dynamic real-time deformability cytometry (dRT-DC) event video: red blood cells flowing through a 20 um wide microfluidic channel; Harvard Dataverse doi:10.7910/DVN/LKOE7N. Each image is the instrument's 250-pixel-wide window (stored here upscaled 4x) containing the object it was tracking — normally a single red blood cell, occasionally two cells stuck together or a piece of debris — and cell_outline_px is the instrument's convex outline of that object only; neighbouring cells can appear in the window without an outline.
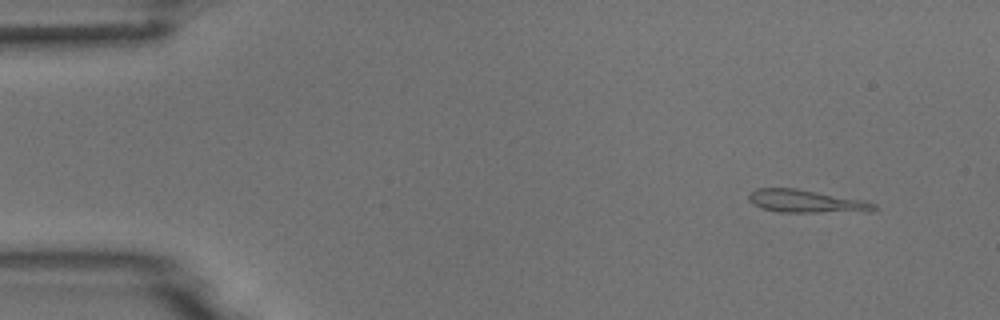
{"species": "common noctule bat (a hibernating species)", "species_latin": "Nyctalus noctula", "temperature_condition": "room temperature", "stored_images_in_passage": 4, "camera_frame_rate_fps": 3000, "um_per_image_px": 0.085, "animal": {"sex": "male", "body_mass_g": 18.8}, "frame": {"image": 1, "passage_image": 2, "time_ms": 0.667, "image_size_px": [1000, 320], "cell_outline_px": [[876, 208], [872, 212], [780, 212], [760, 208], [752, 204], [748, 200], [748, 196], [756, 188], [796, 188], [860, 200], [876, 204]], "centroid_in_image_um": [68.49, 17.12], "position_along_channel_um": 16.5, "area_um2": 16.59}}
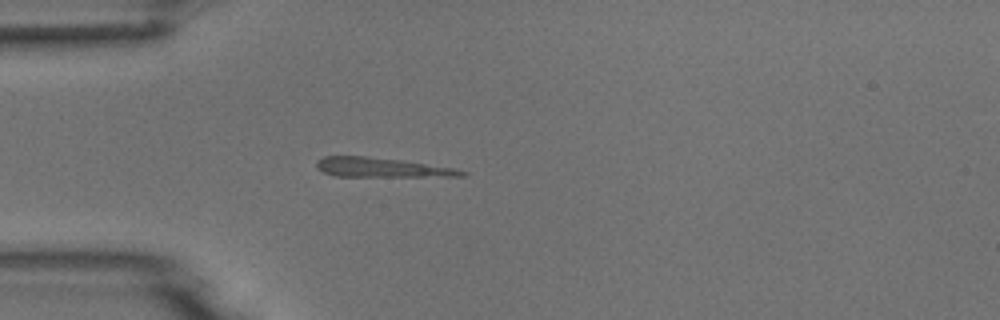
{"frame": {"image": 2, "passage_image": 4, "time_ms": 4.0, "image_size_px": [1000, 320], "cell_outline_px": [[468, 172], [464, 176], [336, 176], [324, 172], [316, 168], [316, 160], [324, 156], [368, 156], [400, 160], [456, 168]], "centroid_in_image_um": [32.41, 14.23], "position_along_channel_um": 52.6, "area_um2": 16.36}}